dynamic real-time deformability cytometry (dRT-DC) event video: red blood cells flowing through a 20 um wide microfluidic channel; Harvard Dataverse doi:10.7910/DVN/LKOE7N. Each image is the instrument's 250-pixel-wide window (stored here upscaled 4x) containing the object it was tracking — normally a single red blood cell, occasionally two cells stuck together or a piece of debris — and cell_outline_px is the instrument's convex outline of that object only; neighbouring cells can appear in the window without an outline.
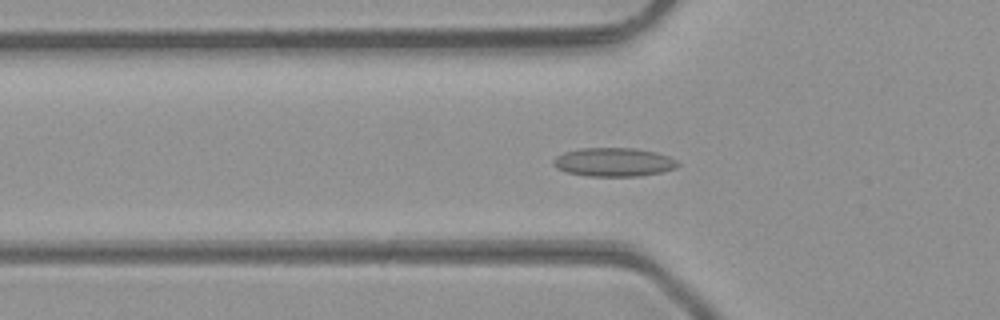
{"species": "common noctule bat (a hibernating species)", "species_latin": "Nyctalus noctula", "temperature_condition": "room temperature", "stored_images_in_passage": 49, "camera_frame_rate_fps": 3000, "um_per_image_px": 0.085, "animal": {"sex": "male", "body_mass_g": 23.1, "forearm_length_mm": 52.7}, "frame": {"image": 1, "passage_image": 17, "time_ms": 5.333, "image_size_px": [1000, 320], "cell_outline_px": [[680, 164], [676, 168], [660, 172], [640, 176], [588, 176], [568, 172], [556, 168], [552, 164], [552, 160], [556, 156], [564, 152], [580, 148], [636, 148], [656, 152], [668, 156], [676, 160]], "centroid_in_image_um": [52.15, 13.77], "position_along_channel_um": 73.6, "area_um2": 20.87}}
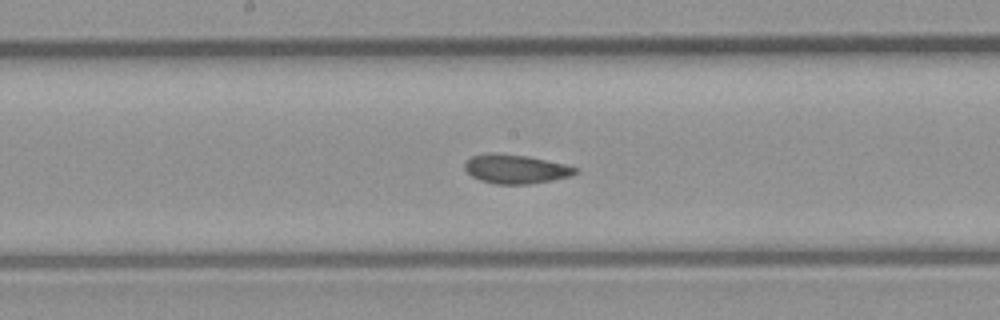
{"frame": {"image": 2, "passage_image": 26, "time_ms": 8.333, "image_size_px": [1000, 320], "cell_outline_px": [[580, 168], [576, 172], [568, 176], [552, 180], [528, 184], [496, 184], [480, 180], [472, 176], [464, 168], [464, 164], [472, 156], [488, 152], [496, 152], [528, 156], [564, 164]], "centroid_in_image_um": [43.81, 14.35], "position_along_channel_um": 204.4, "area_um2": 18.67}}
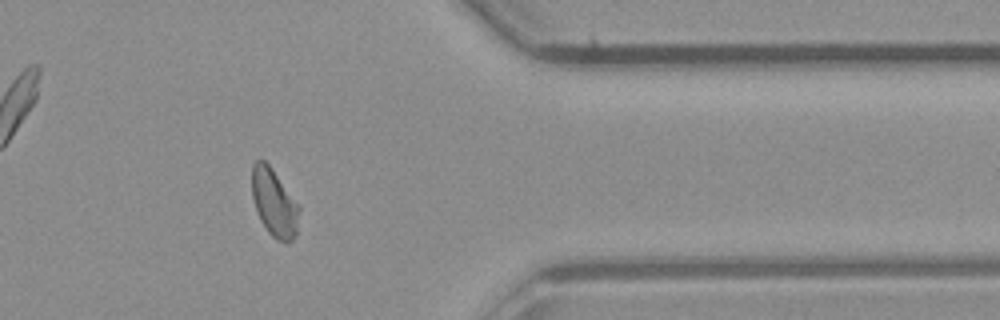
{"frame": {"image": 3, "passage_image": 40, "time_ms": 13.0, "image_size_px": [1000, 320], "cell_outline_px": [[300, 212], [296, 232], [292, 240], [288, 244], [276, 240], [268, 232], [260, 220], [256, 212], [252, 196], [252, 164], [256, 160], [264, 160], [272, 168], [300, 204]], "centroid_in_image_um": [23.32, 17.24], "position_along_channel_um": 388.1, "area_um2": 19.02}, "authors_computed_cell_mechanics": {"area_um2": 19.0162, "velocity_mm_per_s": 4.3145, "shape_relaxation_time_tau1_ms": null, "shape_relaxation_time_tau2_ms": 1.6926, "deformation_change_tau1": null, "deformation_change_tau2": 0.0757}}